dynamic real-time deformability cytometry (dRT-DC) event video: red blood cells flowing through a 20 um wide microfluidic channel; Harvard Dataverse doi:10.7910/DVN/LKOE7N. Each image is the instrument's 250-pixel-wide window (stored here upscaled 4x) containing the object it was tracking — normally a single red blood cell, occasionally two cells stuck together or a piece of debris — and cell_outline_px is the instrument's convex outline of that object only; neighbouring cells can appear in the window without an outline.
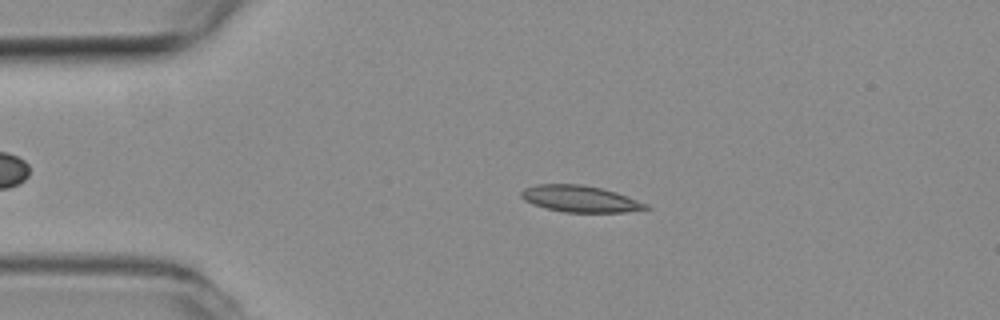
{"species": "common noctule bat (a hibernating species)", "species_latin": "Nyctalus noctula", "temperature_condition": "room temperature", "stored_images_in_passage": 48, "camera_frame_rate_fps": 3000, "um_per_image_px": 0.085, "animal": {"sex": "female", "body_mass_g": 19.3, "forearm_length_mm": 54.1}, "frame": {"image": 1, "passage_image": 11, "time_ms": 3.333, "image_size_px": [1000, 320], "cell_outline_px": [[652, 208], [624, 212], [564, 212], [544, 208], [532, 204], [524, 200], [520, 196], [520, 192], [524, 188], [536, 184], [580, 184], [600, 188], [616, 192], [648, 204]], "centroid_in_image_um": [49.27, 16.9], "position_along_channel_um": 35.7, "area_um2": 19.31}}
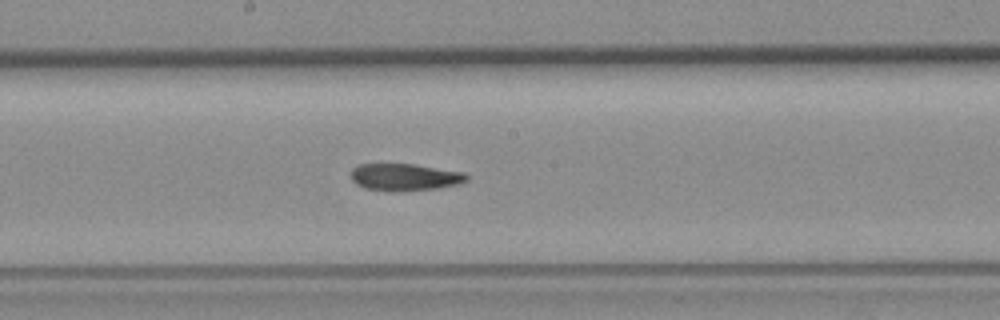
{"frame": {"image": 2, "passage_image": 28, "time_ms": 9.0, "image_size_px": [1000, 320], "cell_outline_px": [[468, 180], [460, 184], [440, 188], [400, 192], [364, 188], [356, 184], [352, 180], [352, 168], [360, 164], [416, 164], [464, 172], [468, 176]], "centroid_in_image_um": [34.45, 15.06], "position_along_channel_um": 213.8, "area_um2": 18.5}}
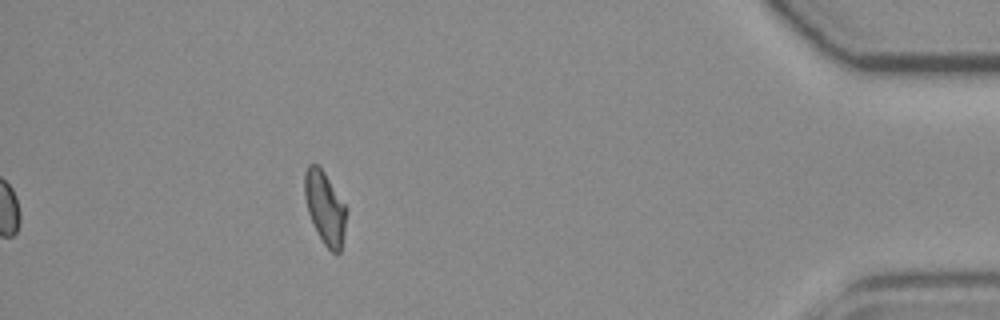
{"frame": {"image": 3, "passage_image": 48, "time_ms": 15.667, "image_size_px": [1000, 320], "cell_outline_px": [[348, 208], [344, 232], [340, 252], [332, 252], [324, 244], [316, 232], [308, 212], [304, 196], [304, 172], [308, 164], [316, 164], [324, 172]], "centroid_in_image_um": [27.62, 17.65], "position_along_channel_um": 407.6, "area_um2": 17.74}, "authors_computed_cell_mechanics": {"area_um2": 18.6405, "velocity_mm_per_s": 3.7787, "shape_relaxation_time_tau1_ms": null, "shape_relaxation_time_tau2_ms": 5.2612, "deformation_change_tau1": null, "deformation_change_tau2": 0.1297}}